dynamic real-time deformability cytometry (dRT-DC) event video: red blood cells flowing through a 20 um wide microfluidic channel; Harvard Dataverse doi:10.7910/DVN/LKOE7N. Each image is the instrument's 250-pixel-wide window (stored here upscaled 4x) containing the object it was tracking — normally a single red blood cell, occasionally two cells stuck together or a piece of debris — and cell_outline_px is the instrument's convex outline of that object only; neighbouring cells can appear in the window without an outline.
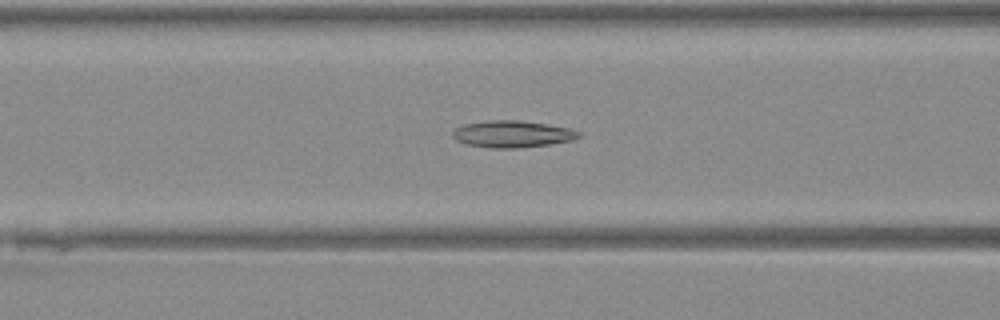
{"species": "Egyptian fruit bat (a non-hibernating species)", "species_latin": "Rousettus aegyptiacus", "temperature_condition": "warm", "stored_images_in_passage": 41, "camera_frame_rate_fps": 3000, "um_per_image_px": 0.085, "animal": {"sex": "female"}, "frame": {"image": 1, "passage_image": 13, "time_ms": 4.0, "image_size_px": [1000, 320], "cell_outline_px": [[580, 136], [572, 140], [548, 144], [520, 148], [488, 148], [468, 144], [456, 140], [452, 136], [452, 132], [456, 128], [464, 124], [488, 120], [520, 120], [568, 128], [580, 132]], "centroid_in_image_um": [43.51, 11.39], "position_along_channel_um": 123.1, "area_um2": 19.54}}
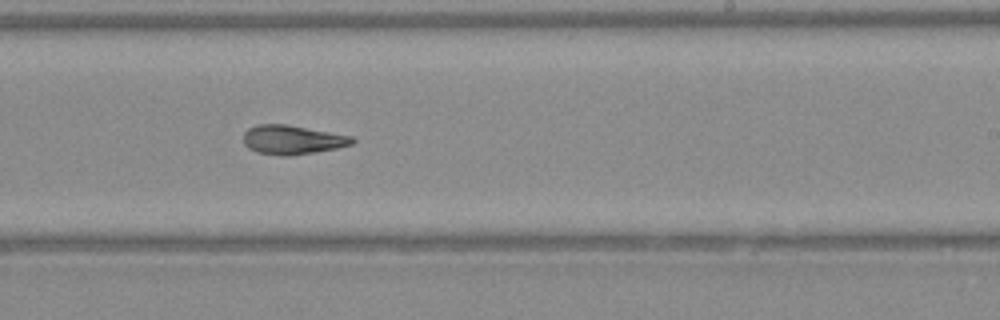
{"frame": {"image": 2, "passage_image": 23, "time_ms": 7.333, "image_size_px": [1000, 320], "cell_outline_px": [[356, 140], [352, 144], [336, 148], [288, 156], [284, 156], [256, 152], [248, 148], [244, 144], [244, 132], [248, 128], [256, 124], [284, 124], [352, 136]], "centroid_in_image_um": [24.81, 11.87], "position_along_channel_um": 264.2, "area_um2": 18.26}}
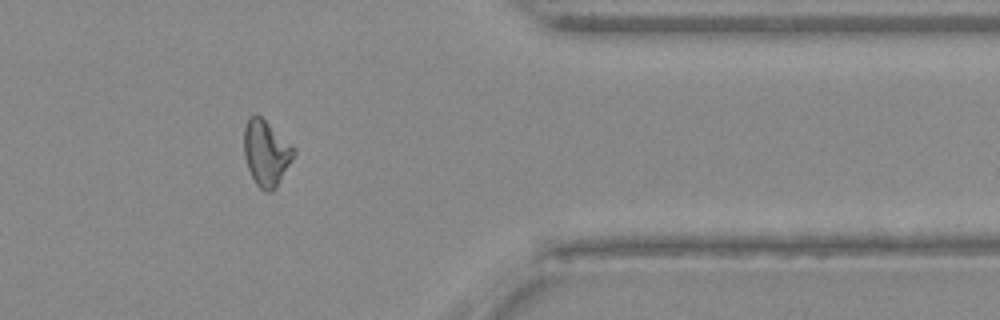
{"frame": {"image": 3, "passage_image": 33, "time_ms": 10.667, "image_size_px": [1000, 320], "cell_outline_px": [[296, 152], [292, 160], [276, 188], [272, 192], [268, 192], [260, 188], [256, 184], [248, 168], [244, 156], [244, 128], [248, 120], [256, 112], [296, 148]], "centroid_in_image_um": [22.63, 13.0], "position_along_channel_um": 388.8, "area_um2": 19.02}}